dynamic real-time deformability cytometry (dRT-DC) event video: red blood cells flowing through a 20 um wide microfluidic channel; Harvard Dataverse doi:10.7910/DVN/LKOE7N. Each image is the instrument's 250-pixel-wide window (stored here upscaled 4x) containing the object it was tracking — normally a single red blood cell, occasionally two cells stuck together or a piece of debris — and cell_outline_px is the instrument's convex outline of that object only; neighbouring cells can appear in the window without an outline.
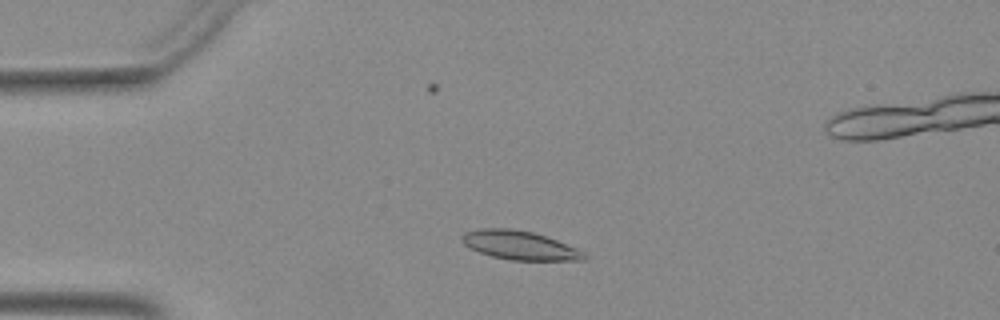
{"species": "Egyptian fruit bat (a non-hibernating species)", "species_latin": "Rousettus aegyptiacus", "temperature_condition": "warm", "stored_images_in_passage": 48, "camera_frame_rate_fps": 3000, "um_per_image_px": 0.085, "animal": {"sex": "female"}, "frame": {"image": 1, "passage_image": 9, "time_ms": 2.667, "image_size_px": [1000, 320], "cell_outline_px": [[588, 256], [584, 260], [512, 260], [492, 256], [480, 252], [464, 244], [460, 240], [460, 236], [464, 232], [480, 228], [512, 228], [532, 232], [556, 240], [576, 248], [584, 252]], "centroid_in_image_um": [44.14, 20.84], "position_along_channel_um": 40.9, "area_um2": 20.4}}
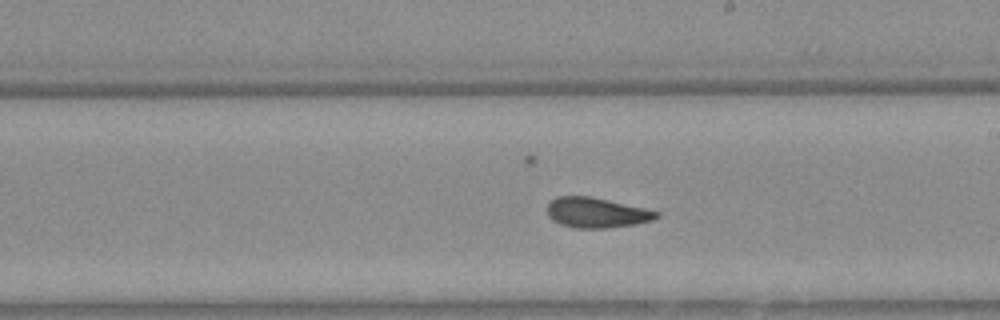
{"frame": {"image": 2, "passage_image": 26, "time_ms": 8.333, "image_size_px": [1000, 320], "cell_outline_px": [[660, 216], [652, 220], [632, 224], [608, 228], [576, 228], [560, 224], [552, 220], [548, 216], [548, 204], [556, 196], [588, 196], [644, 208], [660, 212]], "centroid_in_image_um": [50.68, 18.08], "position_along_channel_um": 238.3, "area_um2": 18.96}}
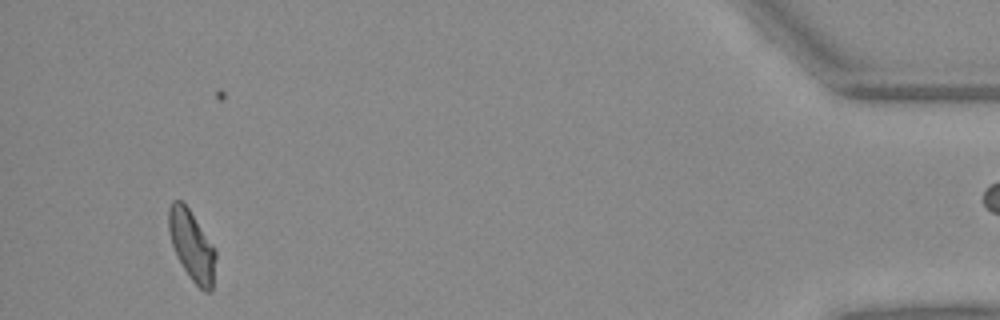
{"frame": {"image": 3, "passage_image": 45, "time_ms": 14.667, "image_size_px": [1000, 320], "cell_outline_px": [[216, 256], [212, 292], [204, 292], [192, 280], [184, 268], [172, 244], [168, 228], [168, 208], [172, 200], [180, 200], [188, 208], [216, 248]], "centroid_in_image_um": [16.32, 20.87], "position_along_channel_um": 418.9, "area_um2": 19.07}}